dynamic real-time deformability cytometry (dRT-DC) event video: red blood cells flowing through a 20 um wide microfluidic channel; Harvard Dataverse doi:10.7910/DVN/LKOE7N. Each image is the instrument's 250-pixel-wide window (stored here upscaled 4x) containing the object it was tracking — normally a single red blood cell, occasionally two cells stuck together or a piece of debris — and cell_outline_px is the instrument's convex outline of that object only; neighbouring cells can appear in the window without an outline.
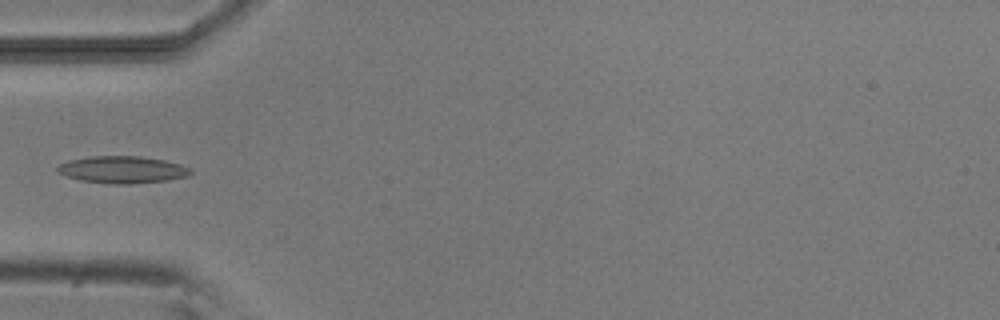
{"species": "common noctule bat (a hibernating species)", "species_latin": "Nyctalus noctula", "temperature_condition": "room temperature", "stored_images_in_passage": 6, "camera_frame_rate_fps": 3000, "um_per_image_px": 0.085, "animal": {"sex": "male", "body_mass_g": 20.5, "forearm_length_mm": 52.5}, "frame": {"image": 1, "passage_image": 5, "time_ms": 4.667, "image_size_px": [1000, 320], "cell_outline_px": [[192, 172], [188, 176], [168, 180], [132, 184], [112, 184], [80, 180], [56, 172], [56, 168], [60, 164], [68, 160], [92, 156], [140, 156], [164, 160], [180, 164], [192, 168]], "centroid_in_image_um": [10.42, 14.42], "position_along_channel_um": 74.6, "area_um2": 21.1}}
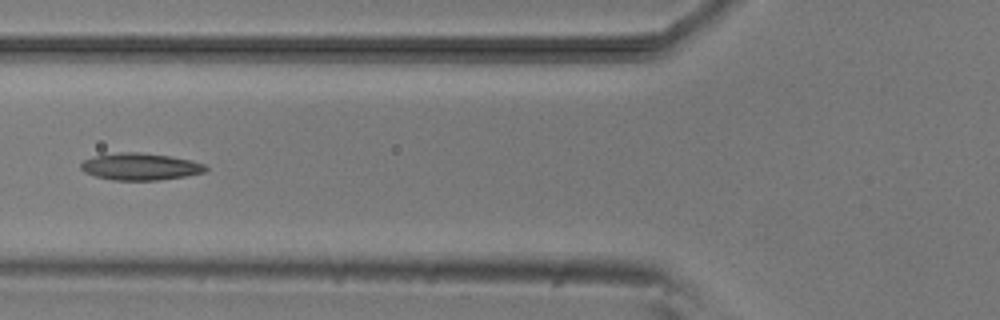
{"frame": {"image": 2, "passage_image": 6, "time_ms": 5.667, "image_size_px": [1000, 320], "cell_outline_px": [[208, 168], [204, 172], [184, 176], [156, 180], [112, 180], [96, 176], [84, 172], [80, 168], [80, 164], [84, 160], [96, 156], [116, 152], [140, 152], [168, 156], [188, 160], [204, 164]], "centroid_in_image_um": [11.88, 14.16], "position_along_channel_um": 113.9, "area_um2": 19.36}}